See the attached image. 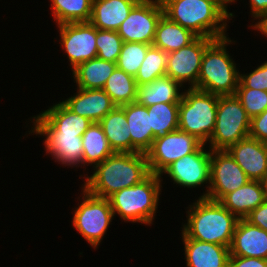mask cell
Segmentation results:
<instances>
[{
	"label": "cell",
	"instance_id": "6da1fadb",
	"mask_svg": "<svg viewBox=\"0 0 267 267\" xmlns=\"http://www.w3.org/2000/svg\"><path fill=\"white\" fill-rule=\"evenodd\" d=\"M164 15L198 37H227V23L235 14L229 12L230 0H160Z\"/></svg>",
	"mask_w": 267,
	"mask_h": 267
},
{
	"label": "cell",
	"instance_id": "7a4b0ae2",
	"mask_svg": "<svg viewBox=\"0 0 267 267\" xmlns=\"http://www.w3.org/2000/svg\"><path fill=\"white\" fill-rule=\"evenodd\" d=\"M93 170L91 175L86 174L82 187L95 196L107 199L115 192L142 182L151 174L146 154L140 152H114Z\"/></svg>",
	"mask_w": 267,
	"mask_h": 267
},
{
	"label": "cell",
	"instance_id": "3957f363",
	"mask_svg": "<svg viewBox=\"0 0 267 267\" xmlns=\"http://www.w3.org/2000/svg\"><path fill=\"white\" fill-rule=\"evenodd\" d=\"M181 232L188 238L230 247L238 218L219 201L200 198L188 205Z\"/></svg>",
	"mask_w": 267,
	"mask_h": 267
},
{
	"label": "cell",
	"instance_id": "277c9868",
	"mask_svg": "<svg viewBox=\"0 0 267 267\" xmlns=\"http://www.w3.org/2000/svg\"><path fill=\"white\" fill-rule=\"evenodd\" d=\"M234 42L227 36L215 39L205 49L197 81L198 90L219 96L235 95L240 71L227 51Z\"/></svg>",
	"mask_w": 267,
	"mask_h": 267
},
{
	"label": "cell",
	"instance_id": "5b68a950",
	"mask_svg": "<svg viewBox=\"0 0 267 267\" xmlns=\"http://www.w3.org/2000/svg\"><path fill=\"white\" fill-rule=\"evenodd\" d=\"M162 179L160 175L151 173L142 182L111 195L108 199L114 218L119 215L124 222L152 226L160 203Z\"/></svg>",
	"mask_w": 267,
	"mask_h": 267
},
{
	"label": "cell",
	"instance_id": "8992f818",
	"mask_svg": "<svg viewBox=\"0 0 267 267\" xmlns=\"http://www.w3.org/2000/svg\"><path fill=\"white\" fill-rule=\"evenodd\" d=\"M218 99L219 95L184 88L179 104L178 129L207 144L215 127Z\"/></svg>",
	"mask_w": 267,
	"mask_h": 267
},
{
	"label": "cell",
	"instance_id": "52a82bcc",
	"mask_svg": "<svg viewBox=\"0 0 267 267\" xmlns=\"http://www.w3.org/2000/svg\"><path fill=\"white\" fill-rule=\"evenodd\" d=\"M250 121L236 95L219 96L215 127L206 145L210 150H227L249 137Z\"/></svg>",
	"mask_w": 267,
	"mask_h": 267
},
{
	"label": "cell",
	"instance_id": "ba28073f",
	"mask_svg": "<svg viewBox=\"0 0 267 267\" xmlns=\"http://www.w3.org/2000/svg\"><path fill=\"white\" fill-rule=\"evenodd\" d=\"M82 198L73 210L72 226L94 249L100 246L114 219L109 199L95 196L81 187Z\"/></svg>",
	"mask_w": 267,
	"mask_h": 267
},
{
	"label": "cell",
	"instance_id": "9c48e42d",
	"mask_svg": "<svg viewBox=\"0 0 267 267\" xmlns=\"http://www.w3.org/2000/svg\"><path fill=\"white\" fill-rule=\"evenodd\" d=\"M31 119L33 127L28 134L45 137L43 145L46 155H51L54 162L65 167H83L82 136L60 134L41 114Z\"/></svg>",
	"mask_w": 267,
	"mask_h": 267
},
{
	"label": "cell",
	"instance_id": "30bf717a",
	"mask_svg": "<svg viewBox=\"0 0 267 267\" xmlns=\"http://www.w3.org/2000/svg\"><path fill=\"white\" fill-rule=\"evenodd\" d=\"M210 158L211 150L206 144H201L193 153L170 164L160 176L167 174L171 182L181 188L193 189L206 184V190L200 195V198H207L210 187Z\"/></svg>",
	"mask_w": 267,
	"mask_h": 267
},
{
	"label": "cell",
	"instance_id": "8fae6325",
	"mask_svg": "<svg viewBox=\"0 0 267 267\" xmlns=\"http://www.w3.org/2000/svg\"><path fill=\"white\" fill-rule=\"evenodd\" d=\"M201 144L193 135L179 129L154 139L145 153L150 172L161 175L170 164L193 153Z\"/></svg>",
	"mask_w": 267,
	"mask_h": 267
},
{
	"label": "cell",
	"instance_id": "7c38bea8",
	"mask_svg": "<svg viewBox=\"0 0 267 267\" xmlns=\"http://www.w3.org/2000/svg\"><path fill=\"white\" fill-rule=\"evenodd\" d=\"M163 14L160 0H140L117 32L124 42L152 45L157 24Z\"/></svg>",
	"mask_w": 267,
	"mask_h": 267
},
{
	"label": "cell",
	"instance_id": "4fadbf2b",
	"mask_svg": "<svg viewBox=\"0 0 267 267\" xmlns=\"http://www.w3.org/2000/svg\"><path fill=\"white\" fill-rule=\"evenodd\" d=\"M215 39L197 37L188 46L167 53L166 76L179 82L184 88L197 89L202 57L205 49Z\"/></svg>",
	"mask_w": 267,
	"mask_h": 267
},
{
	"label": "cell",
	"instance_id": "5bb4252c",
	"mask_svg": "<svg viewBox=\"0 0 267 267\" xmlns=\"http://www.w3.org/2000/svg\"><path fill=\"white\" fill-rule=\"evenodd\" d=\"M250 181L227 150H211L210 187L207 199L219 201Z\"/></svg>",
	"mask_w": 267,
	"mask_h": 267
},
{
	"label": "cell",
	"instance_id": "9a60e30c",
	"mask_svg": "<svg viewBox=\"0 0 267 267\" xmlns=\"http://www.w3.org/2000/svg\"><path fill=\"white\" fill-rule=\"evenodd\" d=\"M59 43L68 57L71 71L79 64L97 57L96 27L90 22L57 25Z\"/></svg>",
	"mask_w": 267,
	"mask_h": 267
},
{
	"label": "cell",
	"instance_id": "2e32d148",
	"mask_svg": "<svg viewBox=\"0 0 267 267\" xmlns=\"http://www.w3.org/2000/svg\"><path fill=\"white\" fill-rule=\"evenodd\" d=\"M227 151L250 180L262 181L267 175V143L247 137Z\"/></svg>",
	"mask_w": 267,
	"mask_h": 267
},
{
	"label": "cell",
	"instance_id": "e0dca14e",
	"mask_svg": "<svg viewBox=\"0 0 267 267\" xmlns=\"http://www.w3.org/2000/svg\"><path fill=\"white\" fill-rule=\"evenodd\" d=\"M73 96L61 101L70 111L85 117L92 123H99L116 105L103 89L75 88Z\"/></svg>",
	"mask_w": 267,
	"mask_h": 267
},
{
	"label": "cell",
	"instance_id": "ac0fdd59",
	"mask_svg": "<svg viewBox=\"0 0 267 267\" xmlns=\"http://www.w3.org/2000/svg\"><path fill=\"white\" fill-rule=\"evenodd\" d=\"M230 256L254 257L267 260V232L239 219L229 247Z\"/></svg>",
	"mask_w": 267,
	"mask_h": 267
},
{
	"label": "cell",
	"instance_id": "d6986e66",
	"mask_svg": "<svg viewBox=\"0 0 267 267\" xmlns=\"http://www.w3.org/2000/svg\"><path fill=\"white\" fill-rule=\"evenodd\" d=\"M187 267H227L229 247L188 238L181 233Z\"/></svg>",
	"mask_w": 267,
	"mask_h": 267
},
{
	"label": "cell",
	"instance_id": "ffe728a7",
	"mask_svg": "<svg viewBox=\"0 0 267 267\" xmlns=\"http://www.w3.org/2000/svg\"><path fill=\"white\" fill-rule=\"evenodd\" d=\"M121 107L125 111L127 126L131 134V153L145 154L154 141L147 107L136 101Z\"/></svg>",
	"mask_w": 267,
	"mask_h": 267
},
{
	"label": "cell",
	"instance_id": "44dd1931",
	"mask_svg": "<svg viewBox=\"0 0 267 267\" xmlns=\"http://www.w3.org/2000/svg\"><path fill=\"white\" fill-rule=\"evenodd\" d=\"M140 0H93L90 23L101 30L117 31Z\"/></svg>",
	"mask_w": 267,
	"mask_h": 267
},
{
	"label": "cell",
	"instance_id": "7402d4cb",
	"mask_svg": "<svg viewBox=\"0 0 267 267\" xmlns=\"http://www.w3.org/2000/svg\"><path fill=\"white\" fill-rule=\"evenodd\" d=\"M219 202L238 219H245L264 202L262 181L250 180L234 192L224 195Z\"/></svg>",
	"mask_w": 267,
	"mask_h": 267
},
{
	"label": "cell",
	"instance_id": "603a6c76",
	"mask_svg": "<svg viewBox=\"0 0 267 267\" xmlns=\"http://www.w3.org/2000/svg\"><path fill=\"white\" fill-rule=\"evenodd\" d=\"M183 88L179 82L169 76H163L148 84L137 86L136 102L145 107L159 103H180Z\"/></svg>",
	"mask_w": 267,
	"mask_h": 267
},
{
	"label": "cell",
	"instance_id": "cb8c5ba5",
	"mask_svg": "<svg viewBox=\"0 0 267 267\" xmlns=\"http://www.w3.org/2000/svg\"><path fill=\"white\" fill-rule=\"evenodd\" d=\"M197 37L191 30L182 27L163 14L157 24L152 45L169 53L188 46Z\"/></svg>",
	"mask_w": 267,
	"mask_h": 267
},
{
	"label": "cell",
	"instance_id": "d4e9b609",
	"mask_svg": "<svg viewBox=\"0 0 267 267\" xmlns=\"http://www.w3.org/2000/svg\"><path fill=\"white\" fill-rule=\"evenodd\" d=\"M116 67V63L96 57L79 64L71 72L77 88L103 89Z\"/></svg>",
	"mask_w": 267,
	"mask_h": 267
},
{
	"label": "cell",
	"instance_id": "484cf974",
	"mask_svg": "<svg viewBox=\"0 0 267 267\" xmlns=\"http://www.w3.org/2000/svg\"><path fill=\"white\" fill-rule=\"evenodd\" d=\"M99 124L114 152L131 153V134L127 126L125 111L121 106L113 108L99 121Z\"/></svg>",
	"mask_w": 267,
	"mask_h": 267
},
{
	"label": "cell",
	"instance_id": "4316f807",
	"mask_svg": "<svg viewBox=\"0 0 267 267\" xmlns=\"http://www.w3.org/2000/svg\"><path fill=\"white\" fill-rule=\"evenodd\" d=\"M40 113L60 134L82 136L92 125L85 117L70 111L61 101Z\"/></svg>",
	"mask_w": 267,
	"mask_h": 267
},
{
	"label": "cell",
	"instance_id": "83f0119b",
	"mask_svg": "<svg viewBox=\"0 0 267 267\" xmlns=\"http://www.w3.org/2000/svg\"><path fill=\"white\" fill-rule=\"evenodd\" d=\"M83 169L84 166L93 168L111 156L114 151L109 146L102 126L99 123L92 125L82 135Z\"/></svg>",
	"mask_w": 267,
	"mask_h": 267
},
{
	"label": "cell",
	"instance_id": "f1b7e54d",
	"mask_svg": "<svg viewBox=\"0 0 267 267\" xmlns=\"http://www.w3.org/2000/svg\"><path fill=\"white\" fill-rule=\"evenodd\" d=\"M52 17L56 25L89 22L93 0H50Z\"/></svg>",
	"mask_w": 267,
	"mask_h": 267
},
{
	"label": "cell",
	"instance_id": "f546056e",
	"mask_svg": "<svg viewBox=\"0 0 267 267\" xmlns=\"http://www.w3.org/2000/svg\"><path fill=\"white\" fill-rule=\"evenodd\" d=\"M137 86L135 77L116 67L103 90L116 106H122L136 101Z\"/></svg>",
	"mask_w": 267,
	"mask_h": 267
},
{
	"label": "cell",
	"instance_id": "4dcf8cb0",
	"mask_svg": "<svg viewBox=\"0 0 267 267\" xmlns=\"http://www.w3.org/2000/svg\"><path fill=\"white\" fill-rule=\"evenodd\" d=\"M180 103H159L147 107L154 139L178 129Z\"/></svg>",
	"mask_w": 267,
	"mask_h": 267
},
{
	"label": "cell",
	"instance_id": "1f68e13d",
	"mask_svg": "<svg viewBox=\"0 0 267 267\" xmlns=\"http://www.w3.org/2000/svg\"><path fill=\"white\" fill-rule=\"evenodd\" d=\"M167 53L154 47L147 50L146 56L135 76L138 86L148 84L157 78L166 76Z\"/></svg>",
	"mask_w": 267,
	"mask_h": 267
},
{
	"label": "cell",
	"instance_id": "d6a6232c",
	"mask_svg": "<svg viewBox=\"0 0 267 267\" xmlns=\"http://www.w3.org/2000/svg\"><path fill=\"white\" fill-rule=\"evenodd\" d=\"M151 46L140 42H124L116 62L117 68L135 77Z\"/></svg>",
	"mask_w": 267,
	"mask_h": 267
},
{
	"label": "cell",
	"instance_id": "836d02e7",
	"mask_svg": "<svg viewBox=\"0 0 267 267\" xmlns=\"http://www.w3.org/2000/svg\"><path fill=\"white\" fill-rule=\"evenodd\" d=\"M123 43L117 31L96 28L97 58L116 63Z\"/></svg>",
	"mask_w": 267,
	"mask_h": 267
},
{
	"label": "cell",
	"instance_id": "e575fe53",
	"mask_svg": "<svg viewBox=\"0 0 267 267\" xmlns=\"http://www.w3.org/2000/svg\"><path fill=\"white\" fill-rule=\"evenodd\" d=\"M250 118L267 109V91L246 88L240 81L235 93Z\"/></svg>",
	"mask_w": 267,
	"mask_h": 267
},
{
	"label": "cell",
	"instance_id": "d590c367",
	"mask_svg": "<svg viewBox=\"0 0 267 267\" xmlns=\"http://www.w3.org/2000/svg\"><path fill=\"white\" fill-rule=\"evenodd\" d=\"M239 81L246 88L267 91V61L257 65L250 73H240Z\"/></svg>",
	"mask_w": 267,
	"mask_h": 267
},
{
	"label": "cell",
	"instance_id": "8d00e7d4",
	"mask_svg": "<svg viewBox=\"0 0 267 267\" xmlns=\"http://www.w3.org/2000/svg\"><path fill=\"white\" fill-rule=\"evenodd\" d=\"M249 137L267 143V109L251 118Z\"/></svg>",
	"mask_w": 267,
	"mask_h": 267
},
{
	"label": "cell",
	"instance_id": "74e56055",
	"mask_svg": "<svg viewBox=\"0 0 267 267\" xmlns=\"http://www.w3.org/2000/svg\"><path fill=\"white\" fill-rule=\"evenodd\" d=\"M245 219L267 232V200L264 199V202L252 210Z\"/></svg>",
	"mask_w": 267,
	"mask_h": 267
},
{
	"label": "cell",
	"instance_id": "f35d334b",
	"mask_svg": "<svg viewBox=\"0 0 267 267\" xmlns=\"http://www.w3.org/2000/svg\"><path fill=\"white\" fill-rule=\"evenodd\" d=\"M227 267H267V260L254 257L229 256Z\"/></svg>",
	"mask_w": 267,
	"mask_h": 267
},
{
	"label": "cell",
	"instance_id": "ab89813d",
	"mask_svg": "<svg viewBox=\"0 0 267 267\" xmlns=\"http://www.w3.org/2000/svg\"><path fill=\"white\" fill-rule=\"evenodd\" d=\"M249 3L253 21H259L263 16L267 15V0H249Z\"/></svg>",
	"mask_w": 267,
	"mask_h": 267
},
{
	"label": "cell",
	"instance_id": "60d3db41",
	"mask_svg": "<svg viewBox=\"0 0 267 267\" xmlns=\"http://www.w3.org/2000/svg\"><path fill=\"white\" fill-rule=\"evenodd\" d=\"M253 30L259 31L261 35L267 38V15L263 16L259 21L255 22L254 24H250Z\"/></svg>",
	"mask_w": 267,
	"mask_h": 267
},
{
	"label": "cell",
	"instance_id": "b9f144b4",
	"mask_svg": "<svg viewBox=\"0 0 267 267\" xmlns=\"http://www.w3.org/2000/svg\"><path fill=\"white\" fill-rule=\"evenodd\" d=\"M263 188H264V199L267 200V175L262 180Z\"/></svg>",
	"mask_w": 267,
	"mask_h": 267
},
{
	"label": "cell",
	"instance_id": "7bdbcfd3",
	"mask_svg": "<svg viewBox=\"0 0 267 267\" xmlns=\"http://www.w3.org/2000/svg\"><path fill=\"white\" fill-rule=\"evenodd\" d=\"M234 2H237V0H230V4H233Z\"/></svg>",
	"mask_w": 267,
	"mask_h": 267
}]
</instances>
